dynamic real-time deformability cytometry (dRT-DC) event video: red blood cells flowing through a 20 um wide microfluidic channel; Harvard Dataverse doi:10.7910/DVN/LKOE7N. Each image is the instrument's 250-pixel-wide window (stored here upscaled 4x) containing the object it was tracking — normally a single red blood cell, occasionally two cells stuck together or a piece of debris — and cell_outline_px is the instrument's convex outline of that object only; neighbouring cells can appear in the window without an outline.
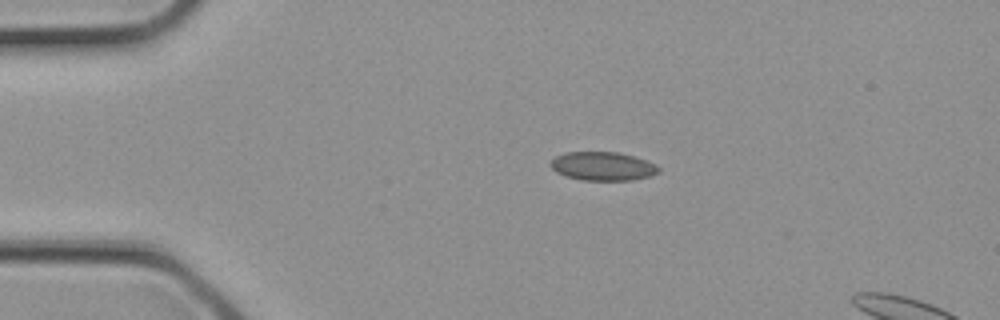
{"species": "common noctule bat (a hibernating species)", "species_latin": "Nyctalus noctula", "temperature_condition": "cold", "stored_images_in_passage": 2, "segment_of_instrument_passage": [1, 2], "camera_frame_rate_fps": 3000, "um_per_image_px": 0.085, "animal": {"sex": "female", "body_mass_g": 21.9}, "frame": {"image": 1, "passage_image": 1, "time_ms": 0.0, "image_size_px": [1000, 320], "cell_outline_px": [[660, 172], [652, 176], [632, 180], [580, 180], [556, 172], [548, 164], [556, 156], [564, 152], [616, 152], [632, 156], [656, 164], [660, 168]], "centroid_in_image_um": [51.24, 14.13], "position_along_channel_um": 33.8, "area_um2": 18.03}}